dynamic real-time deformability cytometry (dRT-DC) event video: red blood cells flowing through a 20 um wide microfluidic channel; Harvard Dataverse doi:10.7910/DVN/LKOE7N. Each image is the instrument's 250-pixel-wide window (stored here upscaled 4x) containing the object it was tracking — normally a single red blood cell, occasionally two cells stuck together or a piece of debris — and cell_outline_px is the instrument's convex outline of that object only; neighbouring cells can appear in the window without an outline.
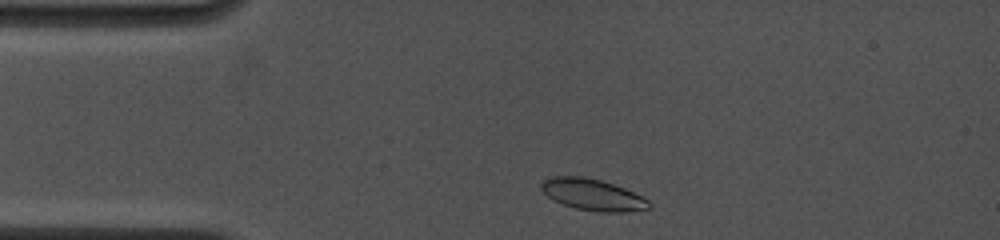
{"species": "common noctule bat (a hibernating species)", "species_latin": "Nyctalus noctula", "temperature_condition": "cold", "stored_images_in_passage": 35, "camera_frame_rate_fps": 4500, "um_per_image_px": 0.085, "animal": {"sex": "female", "body_mass_g": 19.0, "forearm_length_mm": 53.3}, "frame": {"image": 1, "passage_image": 1, "time_ms": 0.0, "image_size_px": [1000, 240], "cell_outline_px": [[652, 208], [624, 212], [596, 212], [576, 208], [564, 204], [548, 196], [540, 188], [540, 184], [544, 180], [552, 176], [584, 176], [600, 180], [624, 188], [644, 196], [652, 204]], "centroid_in_image_um": [50.42, 16.55], "position_along_channel_um": 34.6, "area_um2": 19.77}}
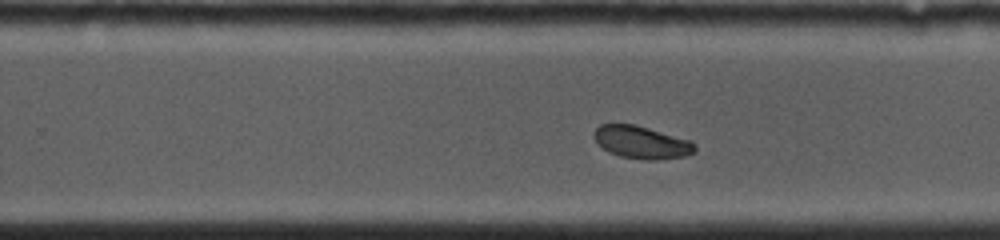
{"frame": {"image": 2, "passage_image": 16, "time_ms": 7.111, "image_size_px": [1000, 240], "cell_outline_px": [[696, 148], [692, 152], [684, 156], [656, 160], [644, 160], [620, 156], [608, 152], [592, 136], [592, 132], [600, 124], [636, 124], [692, 140], [696, 144]], "centroid_in_image_um": [54.54, 12.08], "position_along_channel_um": 275.3, "area_um2": 19.31}}
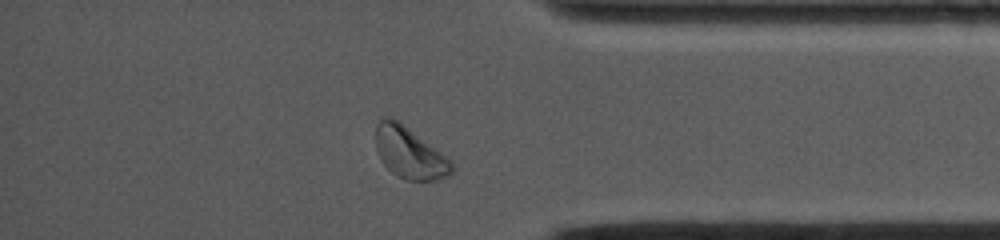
{"frame": {"image": 3, "passage_image": 31, "time_ms": 10.444, "image_size_px": [1000, 240], "cell_outline_px": [[456, 168], [448, 176], [436, 180], [404, 180], [396, 176], [380, 160], [376, 148], [376, 124], [384, 116], [392, 116], [400, 120], [452, 160]], "centroid_in_image_um": [34.82, 12.97], "position_along_channel_um": 400.4, "area_um2": 23.35}, "authors_computed_cell_mechanics": {"area_um2": 19.7098, "velocity_mm_per_s": 3.8794, "shape_relaxation_time_tau1_ms": 2.1017, "shape_relaxation_time_tau2_ms": null, "deformation_change_tau1": 0.0917, "deformation_change_tau2": null}}